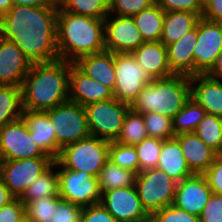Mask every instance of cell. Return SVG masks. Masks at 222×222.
I'll return each mask as SVG.
<instances>
[{
	"label": "cell",
	"instance_id": "6da1fadb",
	"mask_svg": "<svg viewBox=\"0 0 222 222\" xmlns=\"http://www.w3.org/2000/svg\"><path fill=\"white\" fill-rule=\"evenodd\" d=\"M58 10L51 5H13L0 18V38L14 42L32 64L59 60Z\"/></svg>",
	"mask_w": 222,
	"mask_h": 222
},
{
	"label": "cell",
	"instance_id": "7a4b0ae2",
	"mask_svg": "<svg viewBox=\"0 0 222 222\" xmlns=\"http://www.w3.org/2000/svg\"><path fill=\"white\" fill-rule=\"evenodd\" d=\"M23 109L47 111L69 101V62L31 65L22 85Z\"/></svg>",
	"mask_w": 222,
	"mask_h": 222
},
{
	"label": "cell",
	"instance_id": "3957f363",
	"mask_svg": "<svg viewBox=\"0 0 222 222\" xmlns=\"http://www.w3.org/2000/svg\"><path fill=\"white\" fill-rule=\"evenodd\" d=\"M104 19L66 12L57 15V50L59 58L75 63L80 57L105 51Z\"/></svg>",
	"mask_w": 222,
	"mask_h": 222
},
{
	"label": "cell",
	"instance_id": "277c9868",
	"mask_svg": "<svg viewBox=\"0 0 222 222\" xmlns=\"http://www.w3.org/2000/svg\"><path fill=\"white\" fill-rule=\"evenodd\" d=\"M190 97V76L174 74L153 79L142 89L130 108L137 113L154 112L173 119Z\"/></svg>",
	"mask_w": 222,
	"mask_h": 222
},
{
	"label": "cell",
	"instance_id": "5b68a950",
	"mask_svg": "<svg viewBox=\"0 0 222 222\" xmlns=\"http://www.w3.org/2000/svg\"><path fill=\"white\" fill-rule=\"evenodd\" d=\"M110 141L95 136L69 144L61 149L56 159L64 168L85 171L97 177L109 160Z\"/></svg>",
	"mask_w": 222,
	"mask_h": 222
},
{
	"label": "cell",
	"instance_id": "8992f818",
	"mask_svg": "<svg viewBox=\"0 0 222 222\" xmlns=\"http://www.w3.org/2000/svg\"><path fill=\"white\" fill-rule=\"evenodd\" d=\"M61 149L91 136L84 106L68 101L46 111Z\"/></svg>",
	"mask_w": 222,
	"mask_h": 222
},
{
	"label": "cell",
	"instance_id": "52a82bcc",
	"mask_svg": "<svg viewBox=\"0 0 222 222\" xmlns=\"http://www.w3.org/2000/svg\"><path fill=\"white\" fill-rule=\"evenodd\" d=\"M129 109L130 105L120 102L115 97L86 105L91 136L110 142L116 141Z\"/></svg>",
	"mask_w": 222,
	"mask_h": 222
},
{
	"label": "cell",
	"instance_id": "ba28073f",
	"mask_svg": "<svg viewBox=\"0 0 222 222\" xmlns=\"http://www.w3.org/2000/svg\"><path fill=\"white\" fill-rule=\"evenodd\" d=\"M176 185V181L158 168L140 171L135 184L141 204L150 216L173 204Z\"/></svg>",
	"mask_w": 222,
	"mask_h": 222
},
{
	"label": "cell",
	"instance_id": "9c48e42d",
	"mask_svg": "<svg viewBox=\"0 0 222 222\" xmlns=\"http://www.w3.org/2000/svg\"><path fill=\"white\" fill-rule=\"evenodd\" d=\"M59 196L81 207L100 203L102 192L98 178L85 171H73L64 168L57 160Z\"/></svg>",
	"mask_w": 222,
	"mask_h": 222
},
{
	"label": "cell",
	"instance_id": "30bf717a",
	"mask_svg": "<svg viewBox=\"0 0 222 222\" xmlns=\"http://www.w3.org/2000/svg\"><path fill=\"white\" fill-rule=\"evenodd\" d=\"M114 67L116 74L114 97L131 106L142 89L153 78L131 53H114Z\"/></svg>",
	"mask_w": 222,
	"mask_h": 222
},
{
	"label": "cell",
	"instance_id": "8fae6325",
	"mask_svg": "<svg viewBox=\"0 0 222 222\" xmlns=\"http://www.w3.org/2000/svg\"><path fill=\"white\" fill-rule=\"evenodd\" d=\"M0 157L4 161L50 157L32 140L21 117L0 128Z\"/></svg>",
	"mask_w": 222,
	"mask_h": 222
},
{
	"label": "cell",
	"instance_id": "7c38bea8",
	"mask_svg": "<svg viewBox=\"0 0 222 222\" xmlns=\"http://www.w3.org/2000/svg\"><path fill=\"white\" fill-rule=\"evenodd\" d=\"M222 50V23L201 17L193 49L194 75H206Z\"/></svg>",
	"mask_w": 222,
	"mask_h": 222
},
{
	"label": "cell",
	"instance_id": "4fadbf2b",
	"mask_svg": "<svg viewBox=\"0 0 222 222\" xmlns=\"http://www.w3.org/2000/svg\"><path fill=\"white\" fill-rule=\"evenodd\" d=\"M54 161L55 159L52 157L4 161L2 182L15 198H20L27 187L45 172Z\"/></svg>",
	"mask_w": 222,
	"mask_h": 222
},
{
	"label": "cell",
	"instance_id": "5bb4252c",
	"mask_svg": "<svg viewBox=\"0 0 222 222\" xmlns=\"http://www.w3.org/2000/svg\"><path fill=\"white\" fill-rule=\"evenodd\" d=\"M105 50L132 53L145 41L133 17L108 14L104 19Z\"/></svg>",
	"mask_w": 222,
	"mask_h": 222
},
{
	"label": "cell",
	"instance_id": "9a60e30c",
	"mask_svg": "<svg viewBox=\"0 0 222 222\" xmlns=\"http://www.w3.org/2000/svg\"><path fill=\"white\" fill-rule=\"evenodd\" d=\"M101 203L118 222H142L151 217L141 204L136 186L103 191Z\"/></svg>",
	"mask_w": 222,
	"mask_h": 222
},
{
	"label": "cell",
	"instance_id": "2e32d148",
	"mask_svg": "<svg viewBox=\"0 0 222 222\" xmlns=\"http://www.w3.org/2000/svg\"><path fill=\"white\" fill-rule=\"evenodd\" d=\"M212 194L206 177L193 174L177 183L173 205L199 217Z\"/></svg>",
	"mask_w": 222,
	"mask_h": 222
},
{
	"label": "cell",
	"instance_id": "e0dca14e",
	"mask_svg": "<svg viewBox=\"0 0 222 222\" xmlns=\"http://www.w3.org/2000/svg\"><path fill=\"white\" fill-rule=\"evenodd\" d=\"M114 98V92L69 62V101L81 106Z\"/></svg>",
	"mask_w": 222,
	"mask_h": 222
},
{
	"label": "cell",
	"instance_id": "ac0fdd59",
	"mask_svg": "<svg viewBox=\"0 0 222 222\" xmlns=\"http://www.w3.org/2000/svg\"><path fill=\"white\" fill-rule=\"evenodd\" d=\"M31 65L14 42L0 38V85L22 87Z\"/></svg>",
	"mask_w": 222,
	"mask_h": 222
},
{
	"label": "cell",
	"instance_id": "d6986e66",
	"mask_svg": "<svg viewBox=\"0 0 222 222\" xmlns=\"http://www.w3.org/2000/svg\"><path fill=\"white\" fill-rule=\"evenodd\" d=\"M22 118L30 131L32 140L45 154L56 160L59 156V145L47 112L23 109Z\"/></svg>",
	"mask_w": 222,
	"mask_h": 222
},
{
	"label": "cell",
	"instance_id": "ffe728a7",
	"mask_svg": "<svg viewBox=\"0 0 222 222\" xmlns=\"http://www.w3.org/2000/svg\"><path fill=\"white\" fill-rule=\"evenodd\" d=\"M175 138L179 141L184 158L193 174H204L219 156L194 132L181 133L176 135Z\"/></svg>",
	"mask_w": 222,
	"mask_h": 222
},
{
	"label": "cell",
	"instance_id": "44dd1931",
	"mask_svg": "<svg viewBox=\"0 0 222 222\" xmlns=\"http://www.w3.org/2000/svg\"><path fill=\"white\" fill-rule=\"evenodd\" d=\"M191 97L207 114L222 118V81L207 75L190 76Z\"/></svg>",
	"mask_w": 222,
	"mask_h": 222
},
{
	"label": "cell",
	"instance_id": "7402d4cb",
	"mask_svg": "<svg viewBox=\"0 0 222 222\" xmlns=\"http://www.w3.org/2000/svg\"><path fill=\"white\" fill-rule=\"evenodd\" d=\"M131 54L153 79L174 75L168 62L166 46L160 41L144 42Z\"/></svg>",
	"mask_w": 222,
	"mask_h": 222
},
{
	"label": "cell",
	"instance_id": "603a6c76",
	"mask_svg": "<svg viewBox=\"0 0 222 222\" xmlns=\"http://www.w3.org/2000/svg\"><path fill=\"white\" fill-rule=\"evenodd\" d=\"M197 43V26L177 42L166 46L170 69L174 74L194 75L193 49Z\"/></svg>",
	"mask_w": 222,
	"mask_h": 222
},
{
	"label": "cell",
	"instance_id": "cb8c5ba5",
	"mask_svg": "<svg viewBox=\"0 0 222 222\" xmlns=\"http://www.w3.org/2000/svg\"><path fill=\"white\" fill-rule=\"evenodd\" d=\"M75 64L90 78L114 91L116 83L114 53L105 50L85 55L80 57Z\"/></svg>",
	"mask_w": 222,
	"mask_h": 222
},
{
	"label": "cell",
	"instance_id": "d4e9b609",
	"mask_svg": "<svg viewBox=\"0 0 222 222\" xmlns=\"http://www.w3.org/2000/svg\"><path fill=\"white\" fill-rule=\"evenodd\" d=\"M157 168L177 183L193 175L184 158L181 145L175 137L163 140Z\"/></svg>",
	"mask_w": 222,
	"mask_h": 222
},
{
	"label": "cell",
	"instance_id": "484cf974",
	"mask_svg": "<svg viewBox=\"0 0 222 222\" xmlns=\"http://www.w3.org/2000/svg\"><path fill=\"white\" fill-rule=\"evenodd\" d=\"M201 16L187 11H164L163 32L160 42L165 46L177 42L196 28Z\"/></svg>",
	"mask_w": 222,
	"mask_h": 222
},
{
	"label": "cell",
	"instance_id": "4316f807",
	"mask_svg": "<svg viewBox=\"0 0 222 222\" xmlns=\"http://www.w3.org/2000/svg\"><path fill=\"white\" fill-rule=\"evenodd\" d=\"M145 42L160 41L163 32L164 10L155 2L133 16Z\"/></svg>",
	"mask_w": 222,
	"mask_h": 222
},
{
	"label": "cell",
	"instance_id": "83f0119b",
	"mask_svg": "<svg viewBox=\"0 0 222 222\" xmlns=\"http://www.w3.org/2000/svg\"><path fill=\"white\" fill-rule=\"evenodd\" d=\"M54 196H59V179L55 162L27 187L19 199L26 205L41 197Z\"/></svg>",
	"mask_w": 222,
	"mask_h": 222
},
{
	"label": "cell",
	"instance_id": "f1b7e54d",
	"mask_svg": "<svg viewBox=\"0 0 222 222\" xmlns=\"http://www.w3.org/2000/svg\"><path fill=\"white\" fill-rule=\"evenodd\" d=\"M137 173L121 168L108 160L98 174L101 192L111 191L120 187H132L136 184Z\"/></svg>",
	"mask_w": 222,
	"mask_h": 222
},
{
	"label": "cell",
	"instance_id": "f546056e",
	"mask_svg": "<svg viewBox=\"0 0 222 222\" xmlns=\"http://www.w3.org/2000/svg\"><path fill=\"white\" fill-rule=\"evenodd\" d=\"M23 114L22 87L0 85V128Z\"/></svg>",
	"mask_w": 222,
	"mask_h": 222
},
{
	"label": "cell",
	"instance_id": "4dcf8cb0",
	"mask_svg": "<svg viewBox=\"0 0 222 222\" xmlns=\"http://www.w3.org/2000/svg\"><path fill=\"white\" fill-rule=\"evenodd\" d=\"M205 115V109L190 97L184 107L173 118L175 136L181 133L194 132Z\"/></svg>",
	"mask_w": 222,
	"mask_h": 222
},
{
	"label": "cell",
	"instance_id": "1f68e13d",
	"mask_svg": "<svg viewBox=\"0 0 222 222\" xmlns=\"http://www.w3.org/2000/svg\"><path fill=\"white\" fill-rule=\"evenodd\" d=\"M194 133L209 147L222 155V118L207 114L199 122Z\"/></svg>",
	"mask_w": 222,
	"mask_h": 222
},
{
	"label": "cell",
	"instance_id": "d6a6232c",
	"mask_svg": "<svg viewBox=\"0 0 222 222\" xmlns=\"http://www.w3.org/2000/svg\"><path fill=\"white\" fill-rule=\"evenodd\" d=\"M149 137L145 128V121L142 113L128 110L121 133L116 142L135 146L143 139Z\"/></svg>",
	"mask_w": 222,
	"mask_h": 222
},
{
	"label": "cell",
	"instance_id": "836d02e7",
	"mask_svg": "<svg viewBox=\"0 0 222 222\" xmlns=\"http://www.w3.org/2000/svg\"><path fill=\"white\" fill-rule=\"evenodd\" d=\"M62 8L75 15L106 18L109 14V0H68Z\"/></svg>",
	"mask_w": 222,
	"mask_h": 222
},
{
	"label": "cell",
	"instance_id": "e575fe53",
	"mask_svg": "<svg viewBox=\"0 0 222 222\" xmlns=\"http://www.w3.org/2000/svg\"><path fill=\"white\" fill-rule=\"evenodd\" d=\"M108 159L121 168L132 170L137 174L140 172L139 159L135 146L111 141Z\"/></svg>",
	"mask_w": 222,
	"mask_h": 222
},
{
	"label": "cell",
	"instance_id": "d590c367",
	"mask_svg": "<svg viewBox=\"0 0 222 222\" xmlns=\"http://www.w3.org/2000/svg\"><path fill=\"white\" fill-rule=\"evenodd\" d=\"M145 128L149 137L168 140L175 137L173 119L154 112L143 113Z\"/></svg>",
	"mask_w": 222,
	"mask_h": 222
},
{
	"label": "cell",
	"instance_id": "8d00e7d4",
	"mask_svg": "<svg viewBox=\"0 0 222 222\" xmlns=\"http://www.w3.org/2000/svg\"><path fill=\"white\" fill-rule=\"evenodd\" d=\"M163 140L147 137L135 145L140 171L157 168Z\"/></svg>",
	"mask_w": 222,
	"mask_h": 222
},
{
	"label": "cell",
	"instance_id": "74e56055",
	"mask_svg": "<svg viewBox=\"0 0 222 222\" xmlns=\"http://www.w3.org/2000/svg\"><path fill=\"white\" fill-rule=\"evenodd\" d=\"M59 206V196L41 197L25 205L26 214L34 222H50L53 210Z\"/></svg>",
	"mask_w": 222,
	"mask_h": 222
},
{
	"label": "cell",
	"instance_id": "f35d334b",
	"mask_svg": "<svg viewBox=\"0 0 222 222\" xmlns=\"http://www.w3.org/2000/svg\"><path fill=\"white\" fill-rule=\"evenodd\" d=\"M154 3V0H109V14L133 17Z\"/></svg>",
	"mask_w": 222,
	"mask_h": 222
},
{
	"label": "cell",
	"instance_id": "ab89813d",
	"mask_svg": "<svg viewBox=\"0 0 222 222\" xmlns=\"http://www.w3.org/2000/svg\"><path fill=\"white\" fill-rule=\"evenodd\" d=\"M83 207L59 196V206L53 210L50 222H81Z\"/></svg>",
	"mask_w": 222,
	"mask_h": 222
},
{
	"label": "cell",
	"instance_id": "60d3db41",
	"mask_svg": "<svg viewBox=\"0 0 222 222\" xmlns=\"http://www.w3.org/2000/svg\"><path fill=\"white\" fill-rule=\"evenodd\" d=\"M151 217L156 222H200L198 216L185 212L173 204L156 211Z\"/></svg>",
	"mask_w": 222,
	"mask_h": 222
},
{
	"label": "cell",
	"instance_id": "b9f144b4",
	"mask_svg": "<svg viewBox=\"0 0 222 222\" xmlns=\"http://www.w3.org/2000/svg\"><path fill=\"white\" fill-rule=\"evenodd\" d=\"M164 11H187L202 17L204 3L201 0H156Z\"/></svg>",
	"mask_w": 222,
	"mask_h": 222
},
{
	"label": "cell",
	"instance_id": "7bdbcfd3",
	"mask_svg": "<svg viewBox=\"0 0 222 222\" xmlns=\"http://www.w3.org/2000/svg\"><path fill=\"white\" fill-rule=\"evenodd\" d=\"M200 222H222V196L212 194L204 206L200 216Z\"/></svg>",
	"mask_w": 222,
	"mask_h": 222
},
{
	"label": "cell",
	"instance_id": "ee69618b",
	"mask_svg": "<svg viewBox=\"0 0 222 222\" xmlns=\"http://www.w3.org/2000/svg\"><path fill=\"white\" fill-rule=\"evenodd\" d=\"M81 222H118L102 205L96 203L83 207Z\"/></svg>",
	"mask_w": 222,
	"mask_h": 222
},
{
	"label": "cell",
	"instance_id": "f6af8a7d",
	"mask_svg": "<svg viewBox=\"0 0 222 222\" xmlns=\"http://www.w3.org/2000/svg\"><path fill=\"white\" fill-rule=\"evenodd\" d=\"M213 194L222 196V155H219L203 174Z\"/></svg>",
	"mask_w": 222,
	"mask_h": 222
},
{
	"label": "cell",
	"instance_id": "bcb514c9",
	"mask_svg": "<svg viewBox=\"0 0 222 222\" xmlns=\"http://www.w3.org/2000/svg\"><path fill=\"white\" fill-rule=\"evenodd\" d=\"M25 213V204L14 198L0 209V222H16Z\"/></svg>",
	"mask_w": 222,
	"mask_h": 222
},
{
	"label": "cell",
	"instance_id": "7dc6e473",
	"mask_svg": "<svg viewBox=\"0 0 222 222\" xmlns=\"http://www.w3.org/2000/svg\"><path fill=\"white\" fill-rule=\"evenodd\" d=\"M202 17L222 23V0H206Z\"/></svg>",
	"mask_w": 222,
	"mask_h": 222
},
{
	"label": "cell",
	"instance_id": "c3c4849f",
	"mask_svg": "<svg viewBox=\"0 0 222 222\" xmlns=\"http://www.w3.org/2000/svg\"><path fill=\"white\" fill-rule=\"evenodd\" d=\"M206 75L213 79L222 81V50L219 53L212 69Z\"/></svg>",
	"mask_w": 222,
	"mask_h": 222
},
{
	"label": "cell",
	"instance_id": "681fc988",
	"mask_svg": "<svg viewBox=\"0 0 222 222\" xmlns=\"http://www.w3.org/2000/svg\"><path fill=\"white\" fill-rule=\"evenodd\" d=\"M14 198L15 197L10 193L9 188L3 182H0V209Z\"/></svg>",
	"mask_w": 222,
	"mask_h": 222
},
{
	"label": "cell",
	"instance_id": "f907efd6",
	"mask_svg": "<svg viewBox=\"0 0 222 222\" xmlns=\"http://www.w3.org/2000/svg\"><path fill=\"white\" fill-rule=\"evenodd\" d=\"M14 5L45 6L50 3L48 0H14Z\"/></svg>",
	"mask_w": 222,
	"mask_h": 222
},
{
	"label": "cell",
	"instance_id": "816d5d0a",
	"mask_svg": "<svg viewBox=\"0 0 222 222\" xmlns=\"http://www.w3.org/2000/svg\"><path fill=\"white\" fill-rule=\"evenodd\" d=\"M14 5V0H0V18H2Z\"/></svg>",
	"mask_w": 222,
	"mask_h": 222
},
{
	"label": "cell",
	"instance_id": "f5cc1de1",
	"mask_svg": "<svg viewBox=\"0 0 222 222\" xmlns=\"http://www.w3.org/2000/svg\"><path fill=\"white\" fill-rule=\"evenodd\" d=\"M51 6L61 8L68 0H48Z\"/></svg>",
	"mask_w": 222,
	"mask_h": 222
},
{
	"label": "cell",
	"instance_id": "db71d44e",
	"mask_svg": "<svg viewBox=\"0 0 222 222\" xmlns=\"http://www.w3.org/2000/svg\"><path fill=\"white\" fill-rule=\"evenodd\" d=\"M16 222H34V221L25 213Z\"/></svg>",
	"mask_w": 222,
	"mask_h": 222
},
{
	"label": "cell",
	"instance_id": "11a10c76",
	"mask_svg": "<svg viewBox=\"0 0 222 222\" xmlns=\"http://www.w3.org/2000/svg\"><path fill=\"white\" fill-rule=\"evenodd\" d=\"M3 163L4 160L0 157V182L3 181Z\"/></svg>",
	"mask_w": 222,
	"mask_h": 222
},
{
	"label": "cell",
	"instance_id": "9f6ffc18",
	"mask_svg": "<svg viewBox=\"0 0 222 222\" xmlns=\"http://www.w3.org/2000/svg\"><path fill=\"white\" fill-rule=\"evenodd\" d=\"M142 222H156L152 217H150L148 220L142 221Z\"/></svg>",
	"mask_w": 222,
	"mask_h": 222
}]
</instances>
